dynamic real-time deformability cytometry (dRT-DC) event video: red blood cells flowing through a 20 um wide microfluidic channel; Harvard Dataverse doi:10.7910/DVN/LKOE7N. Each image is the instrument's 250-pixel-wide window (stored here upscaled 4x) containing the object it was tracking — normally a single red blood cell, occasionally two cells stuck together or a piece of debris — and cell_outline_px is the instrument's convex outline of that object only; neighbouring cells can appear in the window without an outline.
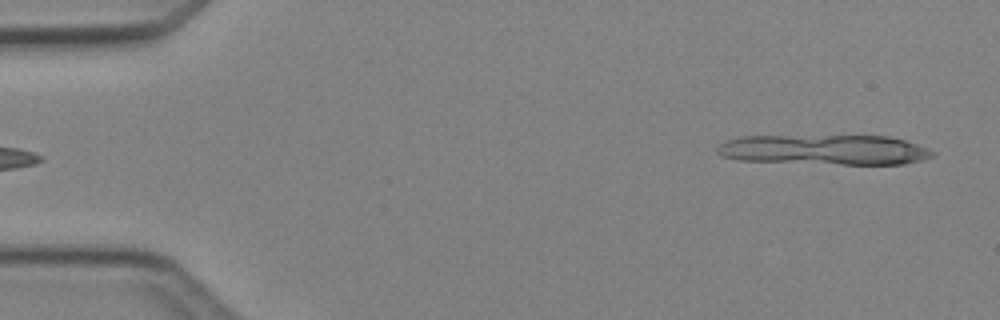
{"species": "Egyptian fruit bat (a non-hibernating species)", "species_latin": "Rousettus aegyptiacus", "temperature_condition": "cold", "stored_images_in_passage": 3, "segment_of_instrument_passage": [2, 2], "camera_frame_rate_fps": 3000, "um_per_image_px": 0.085, "animal": {"sex": "female"}, "frame": {"image": 1, "passage_image": 3, "time_ms": 2.333, "image_size_px": [1000, 320], "cell_outline_px": [[936, 152], [932, 156], [920, 160], [904, 164], [840, 164], [740, 160], [720, 156], [716, 152], [716, 148], [724, 140], [744, 136], [888, 136], [904, 140], [928, 148]], "centroid_in_image_um": [70.06, 12.72], "position_along_channel_um": 14.9, "area_um2": 37.69}}